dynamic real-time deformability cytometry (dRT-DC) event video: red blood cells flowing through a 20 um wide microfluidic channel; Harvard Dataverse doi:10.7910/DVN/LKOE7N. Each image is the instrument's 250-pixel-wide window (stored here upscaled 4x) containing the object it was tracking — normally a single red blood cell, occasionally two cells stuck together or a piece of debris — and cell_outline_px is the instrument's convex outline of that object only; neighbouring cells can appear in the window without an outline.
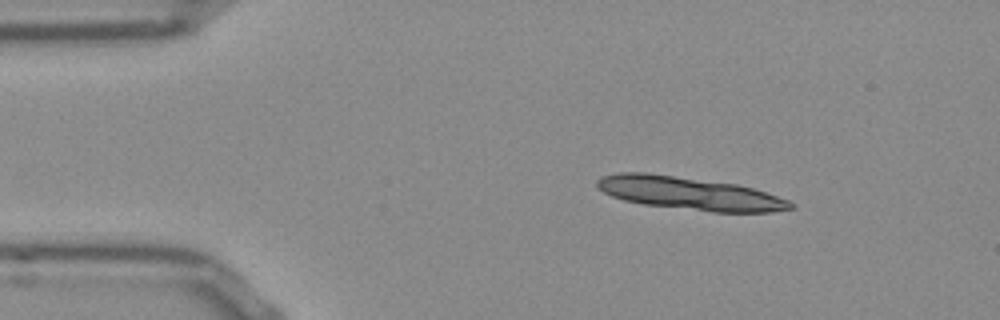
{"species": "Egyptian fruit bat (a non-hibernating species)", "species_latin": "Rousettus aegyptiacus", "temperature_condition": "room temperature", "stored_images_in_passage": 12, "camera_frame_rate_fps": 3000, "um_per_image_px": 0.085, "frame": {"image": 1, "passage_image": 6, "time_ms": 1.667, "image_size_px": [1000, 320], "cell_outline_px": [[796, 208], [772, 212], [712, 212], [644, 204], [624, 200], [612, 196], [596, 188], [596, 180], [600, 176], [620, 172], [648, 172], [736, 184], [752, 188], [788, 200]], "centroid_in_image_um": [58.56, 16.43], "position_along_channel_um": 26.4, "area_um2": 37.05}}